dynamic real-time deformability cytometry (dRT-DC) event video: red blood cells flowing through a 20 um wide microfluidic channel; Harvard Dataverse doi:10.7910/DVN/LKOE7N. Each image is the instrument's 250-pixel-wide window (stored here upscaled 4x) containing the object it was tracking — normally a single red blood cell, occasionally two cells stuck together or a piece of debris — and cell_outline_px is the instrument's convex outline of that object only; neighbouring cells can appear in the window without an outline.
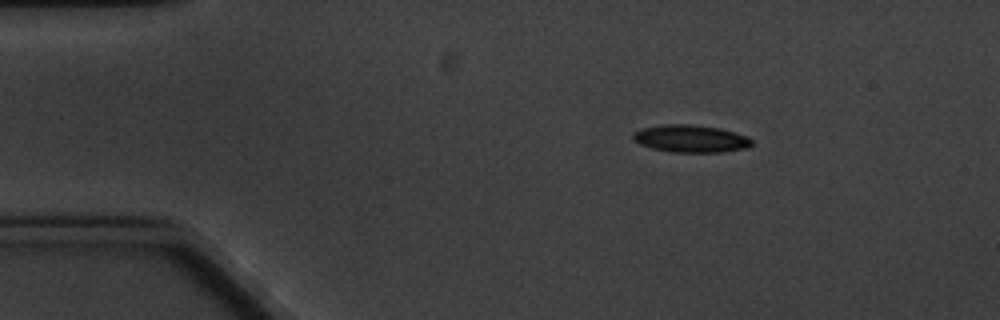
{"species": "common noctule bat (a hibernating species)", "species_latin": "Nyctalus noctula", "temperature_condition": "cold", "stored_images_in_passage": 4, "camera_frame_rate_fps": 3000, "um_per_image_px": 0.085, "animal": {"sex": "male", "body_mass_g": 20.1, "forearm_length_mm": 53.5}, "frame": {"image": 1, "passage_image": 1, "time_ms": 0.0, "image_size_px": [1000, 320], "cell_outline_px": [[752, 144], [748, 148], [724, 152], [672, 152], [652, 148], [640, 144], [632, 136], [632, 132], [640, 128], [664, 124], [692, 124], [720, 128], [748, 136], [752, 140]], "centroid_in_image_um": [58.72, 11.78], "position_along_channel_um": 26.3, "area_um2": 19.13}}
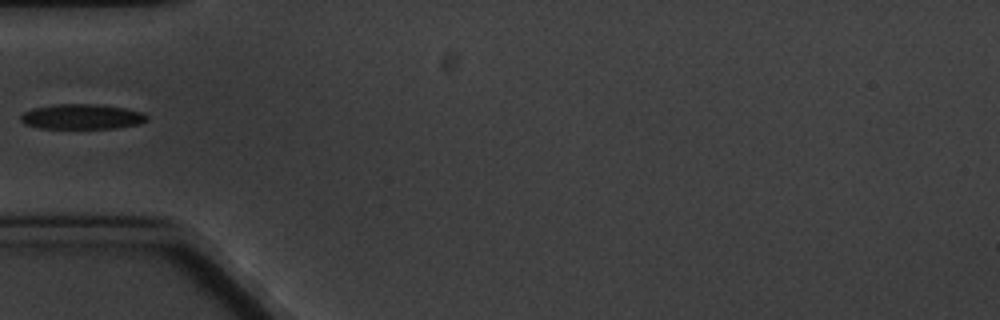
{"frame": {"image": 2, "passage_image": 4, "time_ms": 3.333, "image_size_px": [1000, 320], "cell_outline_px": [[148, 120], [140, 124], [116, 128], [36, 128], [24, 124], [20, 120], [20, 116], [24, 112], [32, 108], [52, 104], [96, 104], [124, 108], [144, 112], [148, 116]], "centroid_in_image_um": [6.95, 9.91], "position_along_channel_um": 78.0, "area_um2": 18.67}}